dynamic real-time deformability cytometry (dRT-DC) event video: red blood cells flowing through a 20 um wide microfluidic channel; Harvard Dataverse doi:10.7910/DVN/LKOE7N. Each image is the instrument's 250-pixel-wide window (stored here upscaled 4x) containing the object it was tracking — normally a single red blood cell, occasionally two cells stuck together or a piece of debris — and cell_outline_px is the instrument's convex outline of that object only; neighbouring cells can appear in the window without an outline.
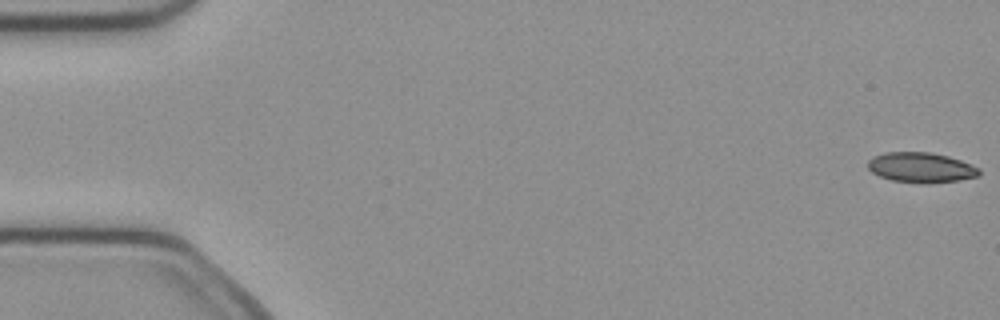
{"species": "common noctule bat (a hibernating species)", "species_latin": "Nyctalus noctula", "temperature_condition": "cold", "stored_images_in_passage": 51, "camera_frame_rate_fps": 3000, "um_per_image_px": 0.085, "animal": {"sex": "female", "body_mass_g": 21.9}, "frame": {"image": 1, "passage_image": 1, "time_ms": 0.0, "image_size_px": [1000, 320], "cell_outline_px": [[980, 176], [960, 180], [924, 184], [892, 180], [880, 176], [872, 172], [868, 168], [868, 160], [872, 156], [884, 152], [932, 152], [948, 156], [960, 160], [980, 168]], "centroid_in_image_um": [78.29, 14.24], "position_along_channel_um": 6.7, "area_um2": 19.71}}
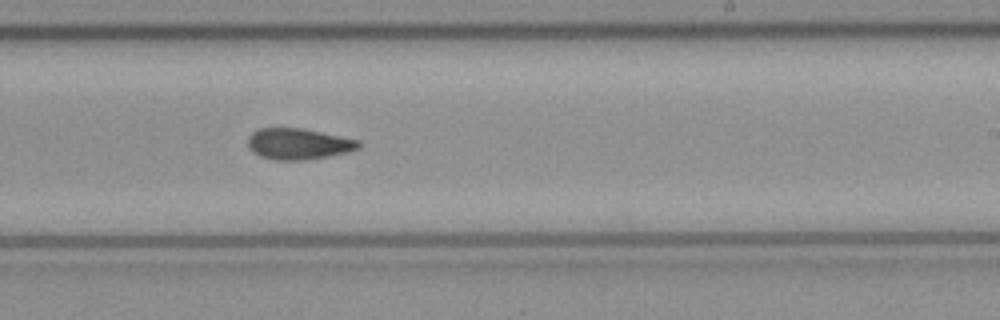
{"frame": {"image": 2, "passage_image": 31, "time_ms": 10.0, "image_size_px": [1000, 320], "cell_outline_px": [[360, 148], [348, 152], [328, 156], [304, 160], [276, 160], [260, 156], [252, 152], [248, 148], [248, 136], [252, 132], [260, 128], [304, 128], [360, 140]], "centroid_in_image_um": [25.36, 12.22], "position_along_channel_um": 263.6, "area_um2": 20.23}}
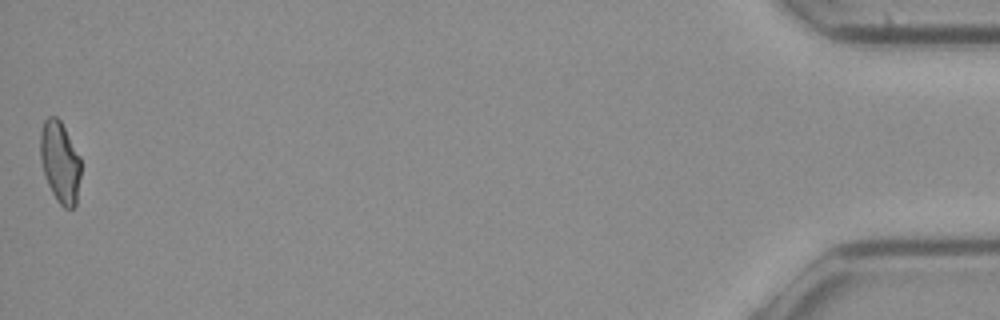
{"frame": {"image": 3, "passage_image": 51, "time_ms": 16.667, "image_size_px": [1000, 320], "cell_outline_px": [[80, 176], [76, 204], [72, 208], [64, 208], [56, 200], [44, 176], [40, 160], [40, 132], [44, 120], [48, 116], [56, 116], [60, 120], [80, 156]], "centroid_in_image_um": [5.08, 13.77], "position_along_channel_um": 430.1, "area_um2": 19.31}, "authors_computed_cell_mechanics": {"area_um2": 20.1722, "velocity_mm_per_s": 4.0347, "shape_relaxation_time_tau1_ms": 9.6869, "shape_relaxation_time_tau2_ms": 4.1683, "deformation_change_tau1": 0.1853, "deformation_change_tau2": 0.0945}}